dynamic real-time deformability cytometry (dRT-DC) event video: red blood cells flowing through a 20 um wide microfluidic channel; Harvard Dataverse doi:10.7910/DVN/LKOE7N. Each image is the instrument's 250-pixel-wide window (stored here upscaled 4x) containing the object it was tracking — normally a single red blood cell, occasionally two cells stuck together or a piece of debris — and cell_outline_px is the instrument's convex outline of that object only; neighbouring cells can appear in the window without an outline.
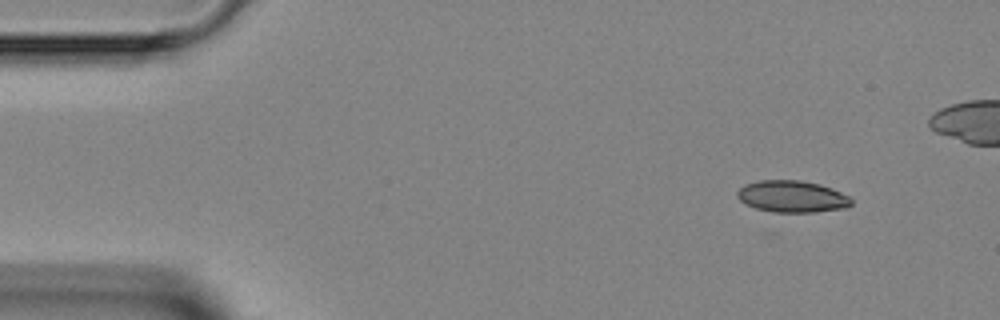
{"species": "Egyptian fruit bat (a non-hibernating species)", "species_latin": "Rousettus aegyptiacus", "temperature_condition": "room temperature", "stored_images_in_passage": 11, "camera_frame_rate_fps": 3000, "um_per_image_px": 0.085, "animal": {"sex": "female"}, "frame": {"image": 1, "passage_image": 4, "time_ms": 1.0, "image_size_px": [1000, 320], "cell_outline_px": [[852, 204], [844, 208], [816, 212], [772, 212], [756, 208], [744, 204], [736, 196], [736, 192], [744, 184], [760, 180], [800, 180], [820, 184], [832, 188], [848, 196], [852, 200]], "centroid_in_image_um": [67.3, 16.7], "position_along_channel_um": 17.7, "area_um2": 21.21}}